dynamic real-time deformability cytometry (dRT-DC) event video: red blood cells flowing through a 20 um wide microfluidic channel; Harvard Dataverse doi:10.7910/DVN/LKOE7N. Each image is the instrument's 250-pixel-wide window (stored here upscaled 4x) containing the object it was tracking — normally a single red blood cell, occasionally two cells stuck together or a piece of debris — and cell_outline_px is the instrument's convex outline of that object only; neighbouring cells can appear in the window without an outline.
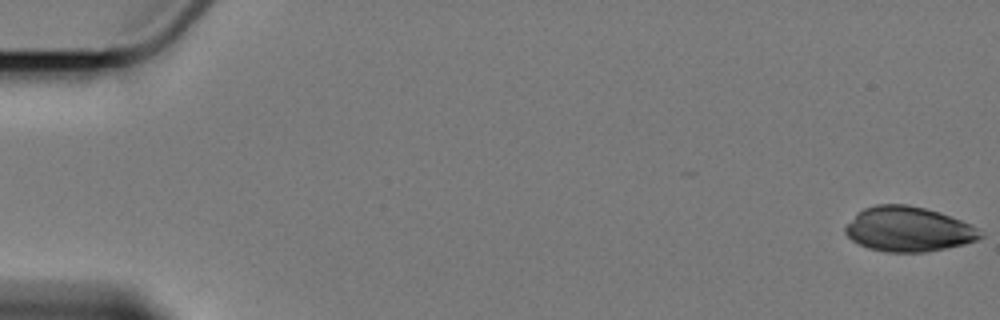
{"species": "Egyptian fruit bat (a non-hibernating species)", "species_latin": "Rousettus aegyptiacus", "temperature_condition": "cold", "stored_images_in_passage": 7, "camera_frame_rate_fps": 3000, "um_per_image_px": 0.085, "animal": {"sex": "female"}, "frame": {"image": 1, "passage_image": 1, "time_ms": 0.0, "image_size_px": [1000, 320], "cell_outline_px": [[984, 236], [976, 240], [964, 244], [924, 252], [884, 252], [868, 248], [852, 240], [844, 232], [844, 228], [856, 212], [864, 208], [876, 204], [908, 204], [940, 212], [960, 220], [976, 228]], "centroid_in_image_um": [77.16, 19.47], "position_along_channel_um": 7.8, "area_um2": 35.14}}
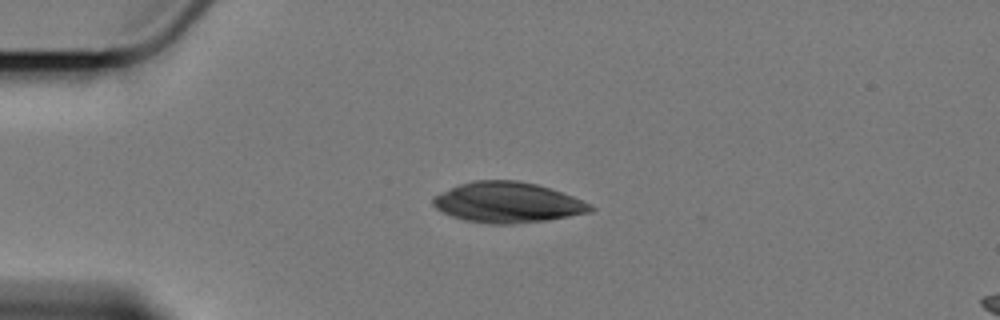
{"frame": {"image": 2, "passage_image": 5, "time_ms": 4.667, "image_size_px": [1000, 320], "cell_outline_px": [[596, 208], [592, 212], [548, 220], [516, 224], [488, 224], [464, 220], [452, 216], [436, 208], [432, 204], [432, 196], [440, 192], [460, 184], [472, 180], [516, 180], [536, 184], [572, 196], [592, 204]], "centroid_in_image_um": [43.14, 17.21], "position_along_channel_um": 41.9, "area_um2": 37.28}}
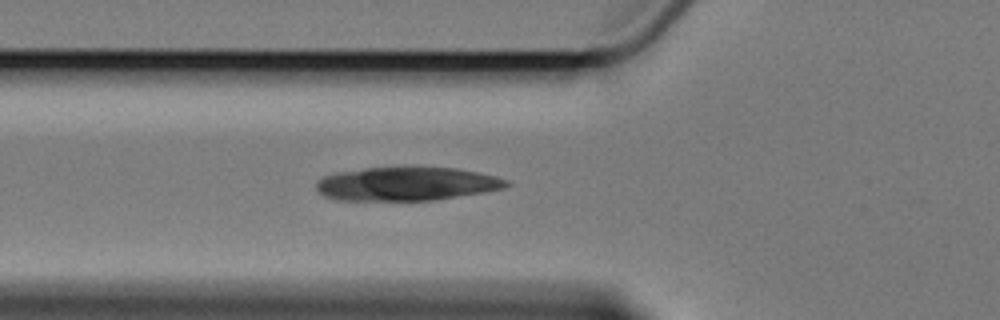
{"frame": {"image": 3, "passage_image": 7, "time_ms": 7.0, "image_size_px": [1000, 320], "cell_outline_px": [[512, 184], [504, 188], [484, 192], [436, 200], [336, 200], [324, 196], [316, 188], [316, 180], [324, 176], [336, 172], [364, 168], [456, 168], [496, 176], [508, 180]], "centroid_in_image_um": [34.55, 15.64], "position_along_channel_um": 91.2, "area_um2": 37.11}}